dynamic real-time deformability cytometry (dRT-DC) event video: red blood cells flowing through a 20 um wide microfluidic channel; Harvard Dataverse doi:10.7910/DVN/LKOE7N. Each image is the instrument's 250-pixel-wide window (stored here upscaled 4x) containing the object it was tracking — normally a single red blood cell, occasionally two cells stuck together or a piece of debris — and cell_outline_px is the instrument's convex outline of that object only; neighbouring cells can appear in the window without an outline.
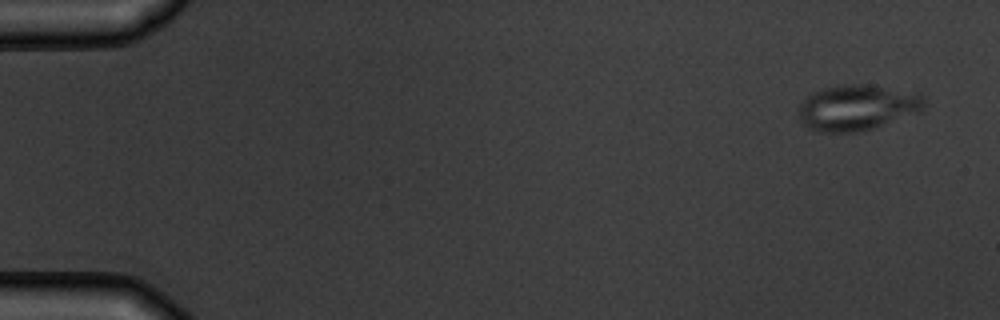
{"species": "common noctule bat (a hibernating species)", "species_latin": "Nyctalus noctula", "temperature_condition": "warm", "stored_images_in_passage": 4, "camera_frame_rate_fps": 3000, "um_per_image_px": 0.085, "animal": {"sex": "male", "body_mass_g": 19.5, "forearm_length_mm": 54.6}, "frame": {"image": 1, "passage_image": 1, "time_ms": 0.0, "image_size_px": [1000, 320], "cell_outline_px": [[924, 108], [920, 112], [872, 128], [852, 132], [820, 132], [804, 124], [800, 120], [800, 104], [812, 92], [836, 84], [872, 84], [920, 92], [924, 96]], "centroid_in_image_um": [72.92, 9.1], "position_along_channel_um": 12.1, "area_um2": 33.58}}